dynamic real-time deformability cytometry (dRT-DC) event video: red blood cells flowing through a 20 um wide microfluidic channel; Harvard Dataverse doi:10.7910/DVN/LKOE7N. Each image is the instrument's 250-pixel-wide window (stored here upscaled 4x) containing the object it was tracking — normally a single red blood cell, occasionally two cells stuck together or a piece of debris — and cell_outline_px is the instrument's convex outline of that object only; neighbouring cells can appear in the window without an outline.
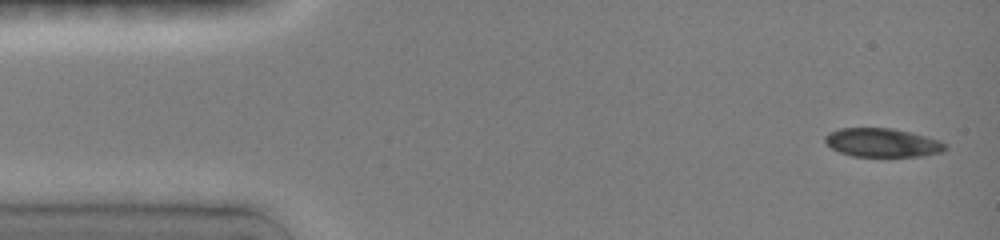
{"species": "common noctule bat (a hibernating species)", "species_latin": "Nyctalus noctula", "temperature_condition": "room temperature", "stored_images_in_passage": 12, "camera_frame_rate_fps": 3000, "um_per_image_px": 0.085, "animal": {"sex": "female", "body_mass_g": 19.0, "forearm_length_mm": 51.5}, "frame": {"image": 1, "passage_image": 1, "time_ms": 0.0, "image_size_px": [1000, 240], "cell_outline_px": [[948, 148], [944, 152], [924, 156], [852, 156], [840, 152], [832, 148], [824, 140], [824, 136], [828, 132], [840, 128], [892, 128], [940, 140], [948, 144]], "centroid_in_image_um": [75.03, 12.13], "position_along_channel_um": 10.0, "area_um2": 20.17}}
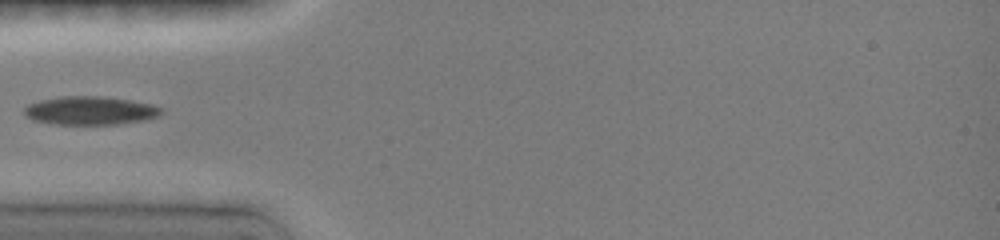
{"frame": {"image": 2, "passage_image": 6, "time_ms": 4.333, "image_size_px": [1000, 240], "cell_outline_px": [[164, 112], [160, 116], [148, 120], [120, 124], [52, 124], [32, 120], [24, 116], [24, 108], [28, 104], [44, 100], [64, 96], [100, 96], [128, 100], [152, 104], [160, 108]], "centroid_in_image_um": [7.69, 9.42], "position_along_channel_um": 77.3, "area_um2": 22.77}}